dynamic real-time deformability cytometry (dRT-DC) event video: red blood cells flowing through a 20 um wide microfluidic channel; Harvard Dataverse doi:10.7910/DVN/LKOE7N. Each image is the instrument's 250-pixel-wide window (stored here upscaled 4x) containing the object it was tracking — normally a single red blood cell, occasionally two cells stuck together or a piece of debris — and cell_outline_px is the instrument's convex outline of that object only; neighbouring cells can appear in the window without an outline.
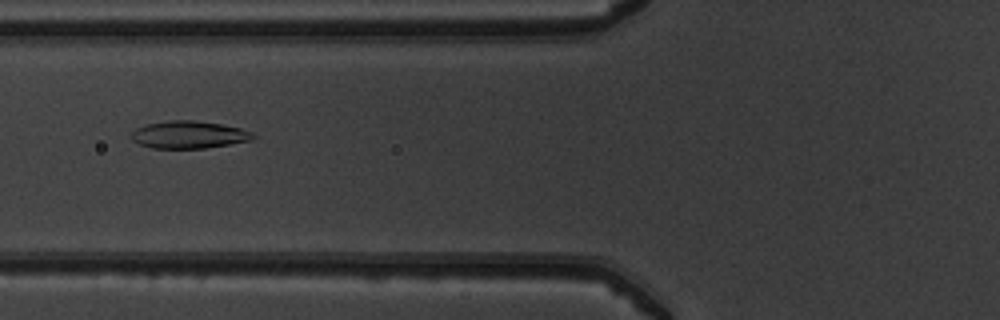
{"species": "common noctule bat (a hibernating species)", "species_latin": "Nyctalus noctula", "temperature_condition": "warm", "stored_images_in_passage": 52, "camera_frame_rate_fps": 3000, "um_per_image_px": 0.085, "animal": {"sex": "male", "body_mass_g": 19.5, "forearm_length_mm": 54.6}, "frame": {"image": 1, "passage_image": 22, "time_ms": 7.0, "image_size_px": [1000, 320], "cell_outline_px": [[256, 140], [204, 148], [152, 148], [140, 144], [132, 140], [132, 132], [136, 128], [148, 124], [168, 120], [192, 120], [220, 124], [240, 128], [252, 132], [256, 136]], "centroid_in_image_um": [16.09, 11.45], "position_along_channel_um": 109.7, "area_um2": 19.42}}
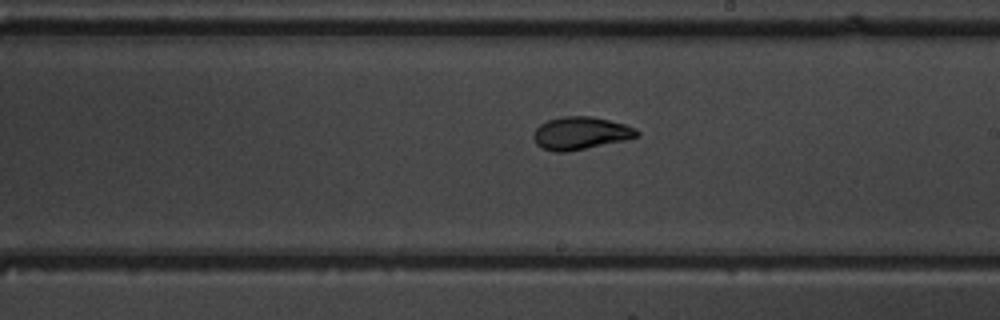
{"frame": {"image": 2, "passage_image": 32, "time_ms": 10.333, "image_size_px": [1000, 320], "cell_outline_px": [[640, 136], [624, 140], [568, 152], [556, 152], [544, 148], [536, 144], [532, 136], [536, 128], [540, 124], [548, 120], [560, 116], [592, 116], [624, 124], [636, 128], [640, 132]], "centroid_in_image_um": [49.35, 11.31], "position_along_channel_um": 239.7, "area_um2": 19.71}}
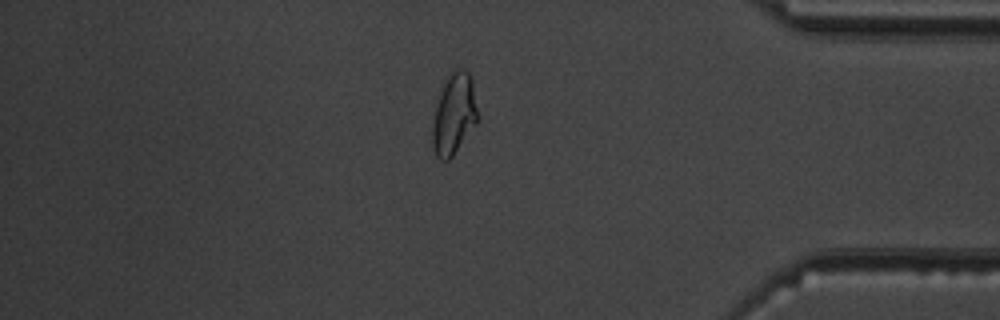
{"frame": {"image": 3, "passage_image": 46, "time_ms": 15.0, "image_size_px": [1000, 320], "cell_outline_px": [[480, 120], [452, 156], [448, 160], [440, 160], [436, 156], [432, 148], [432, 120], [440, 92], [448, 72], [456, 68], [464, 68], [468, 72], [472, 80], [480, 116]], "centroid_in_image_um": [38.61, 9.68], "position_along_channel_um": 396.6, "area_um2": 21.96}, "authors_computed_cell_mechanics": {"area_um2": 20.0566, "velocity_mm_per_s": 3.9015, "shape_relaxation_time_tau1_ms": 3.6317, "shape_relaxation_time_tau2_ms": 0.9414, "deformation_change_tau1": 0.159, "deformation_change_tau2": 0.0486}}